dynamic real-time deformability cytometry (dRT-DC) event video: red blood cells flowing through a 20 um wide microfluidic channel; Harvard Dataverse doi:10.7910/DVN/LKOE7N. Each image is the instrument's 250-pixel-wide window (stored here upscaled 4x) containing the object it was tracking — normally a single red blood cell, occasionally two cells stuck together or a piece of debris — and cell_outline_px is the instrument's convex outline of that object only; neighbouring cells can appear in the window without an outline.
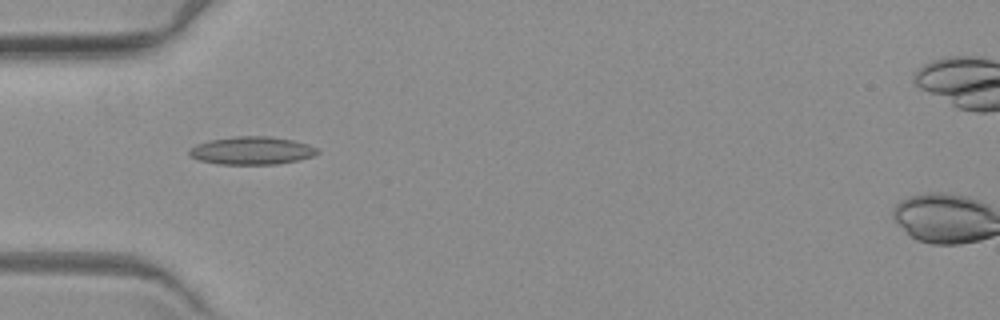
{"species": "common noctule bat (a hibernating species)", "species_latin": "Nyctalus noctula", "temperature_condition": "warm", "stored_images_in_passage": 3, "camera_frame_rate_fps": 3000, "um_per_image_px": 0.085, "animal": {"sex": "female", "body_mass_g": 19.3, "forearm_length_mm": 54.1}, "frame": {"image": 1, "passage_image": 2, "time_ms": 1.333, "image_size_px": [1000, 320], "cell_outline_px": [[320, 152], [312, 156], [296, 160], [276, 164], [216, 164], [200, 160], [188, 156], [188, 148], [196, 144], [208, 140], [236, 136], [268, 136], [292, 140], [308, 144], [316, 148]], "centroid_in_image_um": [21.33, 12.79], "position_along_channel_um": 63.7, "area_um2": 20.87}}
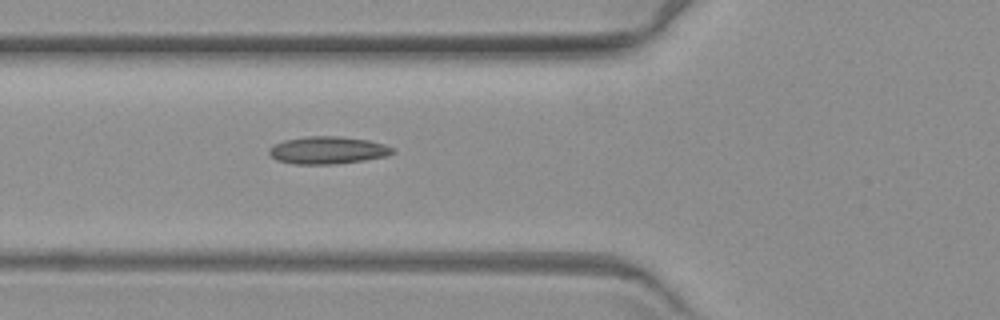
{"frame": {"image": 2, "passage_image": 3, "time_ms": 2.333, "image_size_px": [1000, 320], "cell_outline_px": [[396, 152], [388, 156], [364, 160], [336, 164], [296, 164], [276, 160], [268, 152], [268, 148], [272, 144], [284, 140], [304, 136], [340, 136], [368, 140], [384, 144], [396, 148]], "centroid_in_image_um": [27.87, 12.76], "position_along_channel_um": 97.9, "area_um2": 20.06}}